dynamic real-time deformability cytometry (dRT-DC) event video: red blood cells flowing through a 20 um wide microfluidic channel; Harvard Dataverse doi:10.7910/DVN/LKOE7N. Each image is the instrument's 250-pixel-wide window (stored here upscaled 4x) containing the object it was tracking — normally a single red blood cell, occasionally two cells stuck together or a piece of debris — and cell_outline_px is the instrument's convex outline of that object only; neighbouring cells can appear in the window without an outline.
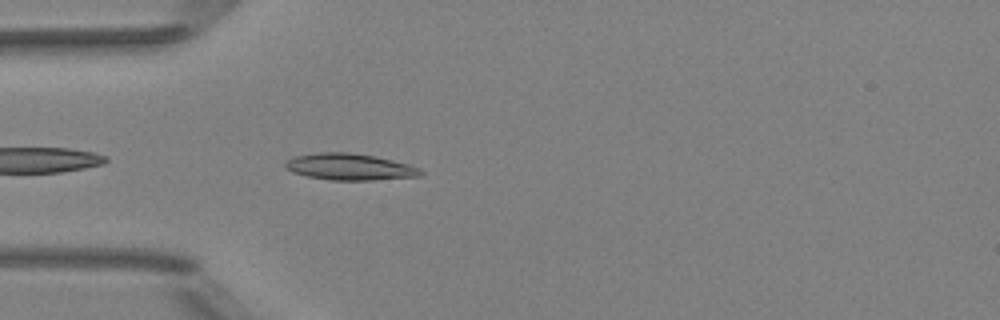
{"species": "Egyptian fruit bat (a non-hibernating species)", "species_latin": "Rousettus aegyptiacus", "temperature_condition": "room temperature", "stored_images_in_passage": 7, "camera_frame_rate_fps": 3000, "um_per_image_px": 0.085, "animal": {"sex": "female"}, "frame": {"image": 1, "passage_image": 2, "time_ms": 0.333, "image_size_px": [1000, 320], "cell_outline_px": [[424, 172], [420, 176], [372, 180], [332, 180], [308, 176], [292, 172], [284, 164], [288, 160], [296, 156], [316, 152], [348, 152], [372, 156], [392, 160], [408, 164], [420, 168]], "centroid_in_image_um": [29.74, 14.18], "position_along_channel_um": 55.3, "area_um2": 20.69}}